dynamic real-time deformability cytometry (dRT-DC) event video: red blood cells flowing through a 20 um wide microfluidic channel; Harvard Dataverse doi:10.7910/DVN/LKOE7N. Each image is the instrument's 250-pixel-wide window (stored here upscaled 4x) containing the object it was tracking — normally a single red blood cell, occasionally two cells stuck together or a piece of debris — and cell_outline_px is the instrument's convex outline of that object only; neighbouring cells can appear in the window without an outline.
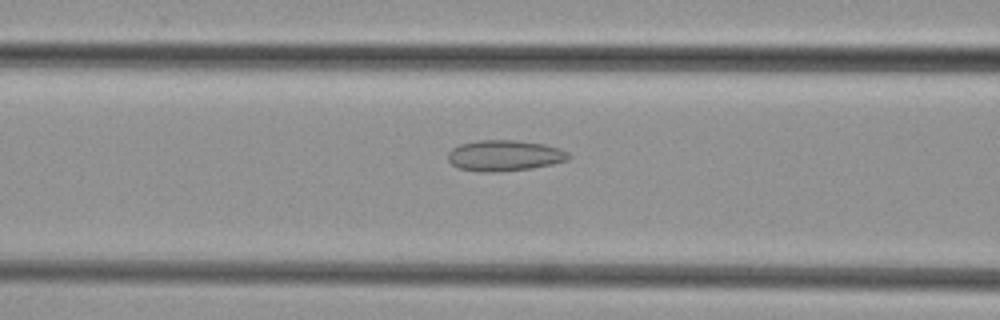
{"species": "common noctule bat (a hibernating species)", "species_latin": "Nyctalus noctula", "temperature_condition": "cold", "stored_images_in_passage": 35, "camera_frame_rate_fps": 3000, "um_per_image_px": 0.085, "animal": {"sex": "female", "body_mass_g": 29.2, "forearm_length_mm": 56.3}, "frame": {"image": 1, "passage_image": 6, "time_ms": 1.667, "image_size_px": [1000, 320], "cell_outline_px": [[572, 156], [568, 160], [552, 164], [532, 168], [500, 172], [480, 172], [460, 168], [452, 164], [448, 160], [448, 152], [452, 148], [460, 144], [476, 140], [516, 140], [544, 144], [560, 148], [568, 152]], "centroid_in_image_um": [42.9, 13.22], "position_along_channel_um": 123.7, "area_um2": 21.91}}
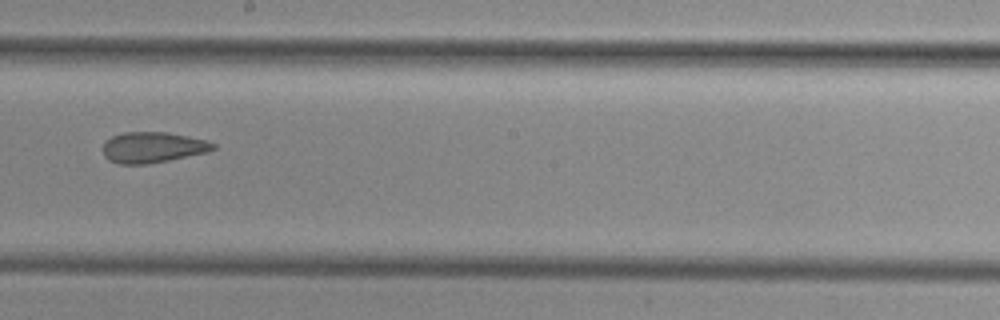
{"frame": {"image": 2, "passage_image": 14, "time_ms": 4.333, "image_size_px": [1000, 320], "cell_outline_px": [[216, 148], [208, 152], [148, 164], [120, 164], [108, 160], [104, 156], [104, 144], [112, 136], [124, 132], [168, 132], [208, 140], [216, 144]], "centroid_in_image_um": [13.02, 12.52], "position_along_channel_um": 235.2, "area_um2": 19.77}}
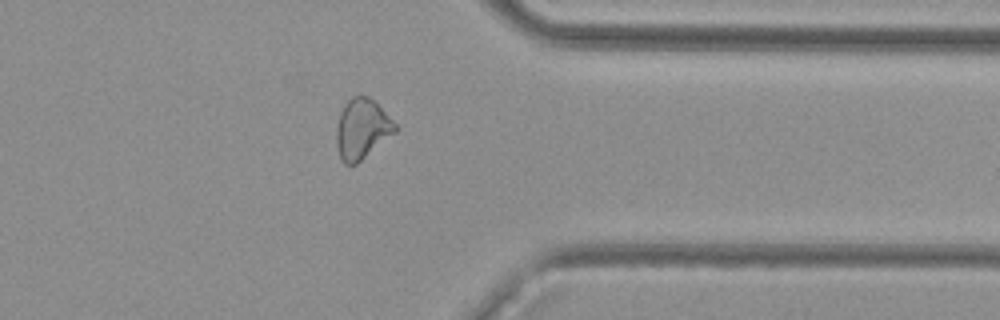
{"frame": {"image": 3, "passage_image": 25, "time_ms": 8.0, "image_size_px": [1000, 320], "cell_outline_px": [[400, 128], [396, 132], [356, 164], [344, 164], [340, 160], [336, 144], [336, 128], [340, 112], [344, 104], [352, 96], [368, 96]], "centroid_in_image_um": [30.74, 10.98], "position_along_channel_um": 380.7, "area_um2": 20.46}}